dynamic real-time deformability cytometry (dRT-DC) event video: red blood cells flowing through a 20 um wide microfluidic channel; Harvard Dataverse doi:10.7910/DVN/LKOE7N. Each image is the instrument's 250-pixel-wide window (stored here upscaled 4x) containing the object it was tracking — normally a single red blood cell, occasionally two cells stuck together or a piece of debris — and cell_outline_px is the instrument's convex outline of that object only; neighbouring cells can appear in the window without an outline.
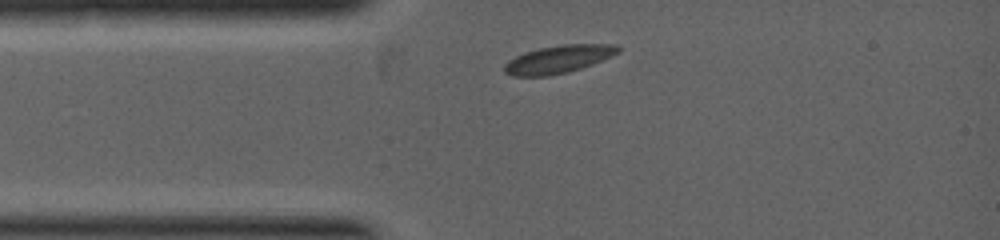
{"species": "common noctule bat (a hibernating species)", "species_latin": "Nyctalus noctula", "temperature_condition": "warm", "stored_images_in_passage": 10, "camera_frame_rate_fps": 5000, "um_per_image_px": 0.085, "animal": {"sex": "female", "body_mass_g": 19.0, "forearm_length_mm": 53.3}, "frame": {"image": 1, "passage_image": 1, "time_ms": 0.0, "image_size_px": [1000, 240], "cell_outline_px": [[620, 52], [612, 56], [592, 64], [568, 72], [548, 76], [512, 76], [504, 72], [504, 64], [508, 60], [516, 56], [540, 48], [564, 44], [616, 44], [620, 48]], "centroid_in_image_um": [47.48, 5.04], "position_along_channel_um": 37.5, "area_um2": 18.32}}
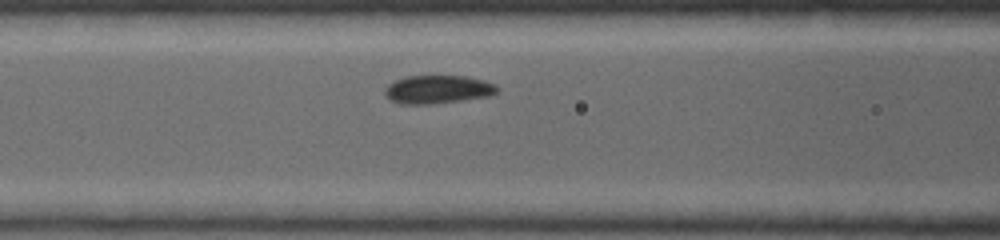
{"frame": {"image": 2, "passage_image": 6, "time_ms": 1.4, "image_size_px": [1000, 240], "cell_outline_px": [[500, 88], [496, 92], [488, 96], [432, 104], [400, 104], [392, 100], [384, 92], [384, 88], [388, 84], [396, 80], [408, 76], [468, 76], [484, 80], [496, 84]], "centroid_in_image_um": [37.23, 7.59], "position_along_channel_um": 129.4, "area_um2": 18.44}}
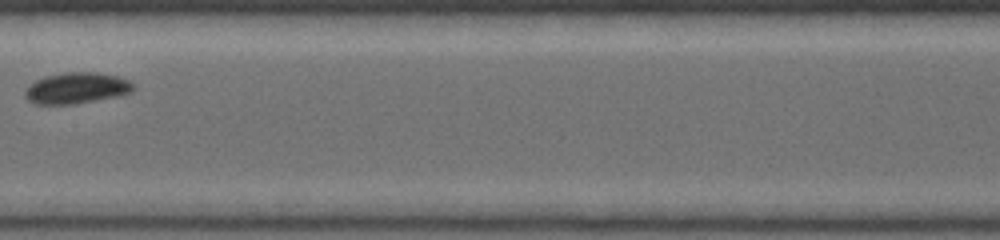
{"frame": {"image": 3, "passage_image": 9, "time_ms": 2.4, "image_size_px": [1000, 240], "cell_outline_px": [[136, 88], [132, 92], [116, 96], [72, 104], [32, 104], [24, 96], [24, 92], [28, 84], [44, 76], [68, 72], [96, 72], [116, 76], [128, 80]], "centroid_in_image_um": [6.46, 7.48], "position_along_channel_um": 200.9, "area_um2": 19.59}}